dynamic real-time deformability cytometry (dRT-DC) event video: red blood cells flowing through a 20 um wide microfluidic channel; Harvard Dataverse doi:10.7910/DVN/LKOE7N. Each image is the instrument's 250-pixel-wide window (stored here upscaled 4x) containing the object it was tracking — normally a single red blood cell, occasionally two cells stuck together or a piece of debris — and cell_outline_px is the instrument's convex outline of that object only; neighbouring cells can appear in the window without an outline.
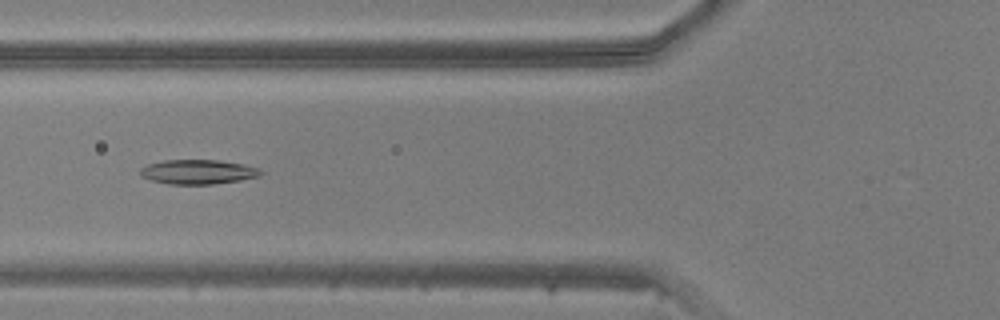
{"species": "common noctule bat (a hibernating species)", "species_latin": "Nyctalus noctula", "temperature_condition": "warm", "stored_images_in_passage": 48, "camera_frame_rate_fps": 3000, "um_per_image_px": 0.085, "animal": {"sex": "male", "body_mass_g": 20.5, "forearm_length_mm": 52.5}, "frame": {"image": 1, "passage_image": 18, "time_ms": 5.667, "image_size_px": [1000, 320], "cell_outline_px": [[264, 172], [260, 176], [240, 180], [212, 184], [168, 184], [152, 180], [140, 176], [140, 168], [148, 164], [164, 160], [216, 160], [244, 164], [260, 168]], "centroid_in_image_um": [16.84, 14.6], "position_along_channel_um": 109.0, "area_um2": 17.22}}
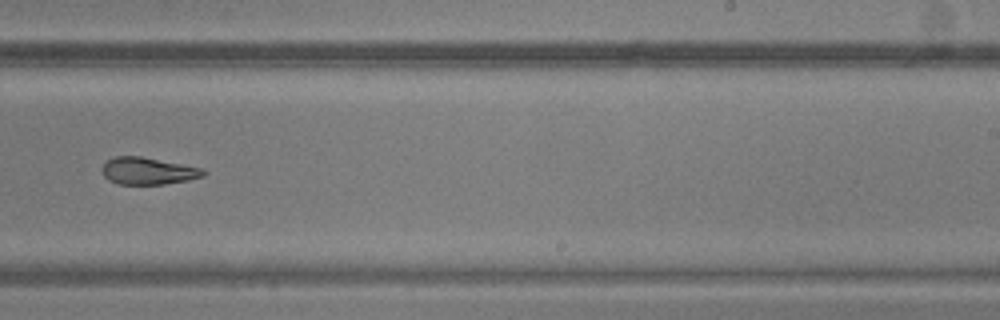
{"frame": {"image": 2, "passage_image": 30, "time_ms": 9.667, "image_size_px": [1000, 320], "cell_outline_px": [[208, 172], [204, 176], [188, 180], [164, 184], [120, 184], [108, 180], [104, 176], [100, 168], [108, 160], [116, 156], [140, 156], [200, 168]], "centroid_in_image_um": [12.55, 14.54], "position_along_channel_um": 276.4, "area_um2": 15.84}}
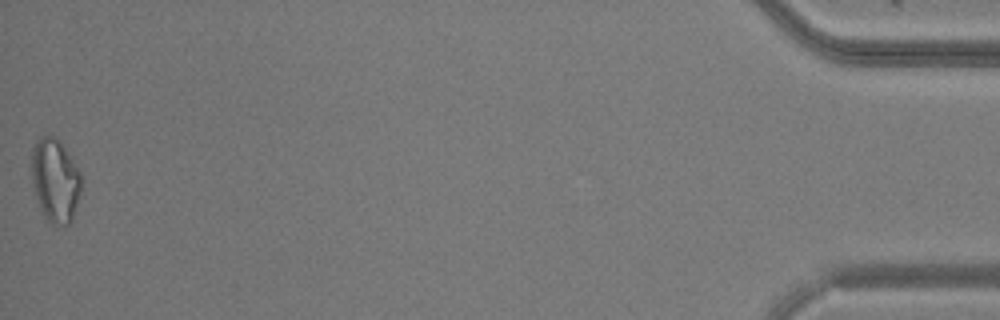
{"frame": {"image": 3, "passage_image": 48, "time_ms": 15.667, "image_size_px": [1000, 320], "cell_outline_px": [[80, 192], [72, 220], [68, 224], [52, 224], [44, 216], [36, 196], [32, 184], [32, 148], [36, 140], [40, 136], [56, 136], [60, 140], [80, 172]], "centroid_in_image_um": [4.68, 15.29], "position_along_channel_um": 430.5, "area_um2": 23.93}}